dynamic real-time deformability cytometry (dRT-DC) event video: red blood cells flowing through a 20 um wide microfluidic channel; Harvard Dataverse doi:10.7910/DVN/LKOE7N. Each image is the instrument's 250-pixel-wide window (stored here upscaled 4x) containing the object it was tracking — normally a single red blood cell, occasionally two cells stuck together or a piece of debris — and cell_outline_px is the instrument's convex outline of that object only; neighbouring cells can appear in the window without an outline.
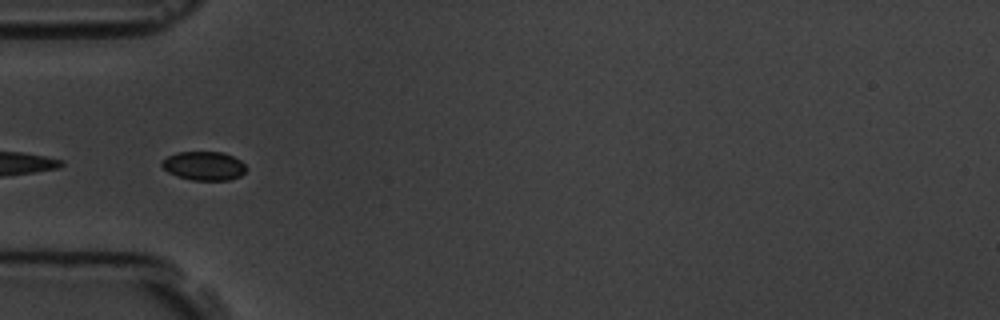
{"species": "common noctule bat (a hibernating species)", "species_latin": "Nyctalus noctula", "temperature_condition": "room temperature", "stored_images_in_passage": 8, "segment_of_instrument_passage": [2, 2], "camera_frame_rate_fps": 3000, "um_per_image_px": 0.085, "animal": {"sex": "male", "body_mass_g": 19.5, "forearm_length_mm": 54.6}, "frame": {"image": 1, "passage_image": 6, "time_ms": 5.667, "image_size_px": [1000, 320], "cell_outline_px": [[248, 168], [240, 176], [228, 180], [192, 180], [176, 176], [168, 172], [160, 164], [160, 160], [176, 152], [224, 152], [240, 160]], "centroid_in_image_um": [17.32, 14.09], "position_along_channel_um": 67.7, "area_um2": 14.28}}
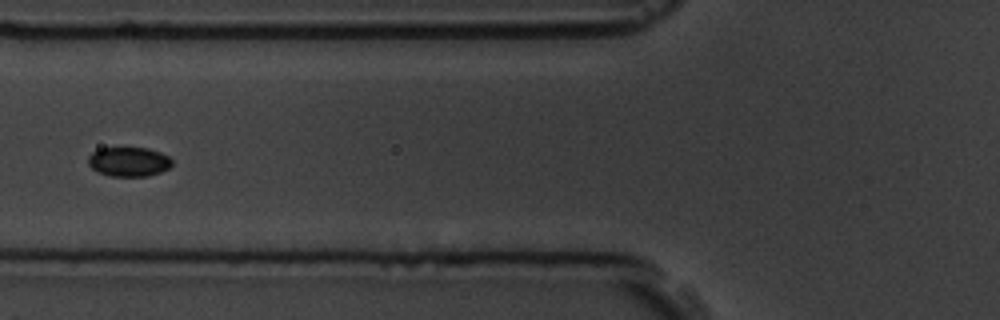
{"frame": {"image": 2, "passage_image": 7, "time_ms": 7.0, "image_size_px": [1000, 320], "cell_outline_px": [[172, 164], [168, 168], [160, 172], [148, 176], [112, 176], [96, 172], [88, 164], [88, 156], [92, 152], [100, 148], [148, 148], [160, 152], [168, 156], [172, 160]], "centroid_in_image_um": [10.93, 13.75], "position_along_channel_um": 114.9, "area_um2": 14.39}}
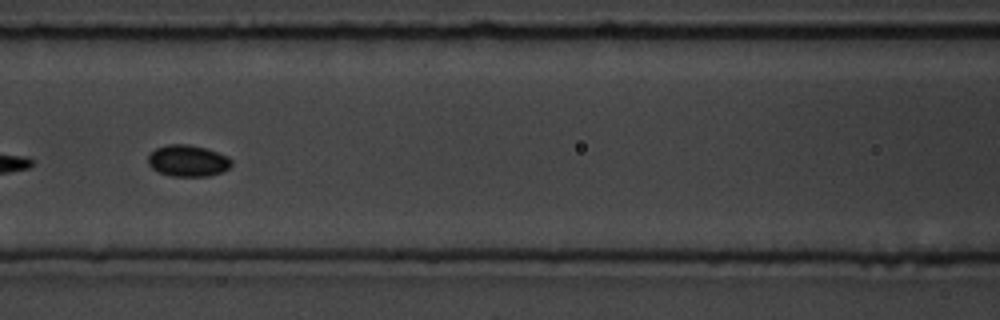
{"frame": {"image": 3, "passage_image": 8, "time_ms": 8.0, "image_size_px": [1000, 320], "cell_outline_px": [[232, 164], [224, 172], [208, 176], [172, 176], [160, 172], [152, 168], [148, 164], [148, 156], [156, 148], [168, 144], [188, 144], [204, 148], [228, 156], [232, 160]], "centroid_in_image_um": [15.98, 13.67], "position_along_channel_um": 150.6, "area_um2": 15.26}}